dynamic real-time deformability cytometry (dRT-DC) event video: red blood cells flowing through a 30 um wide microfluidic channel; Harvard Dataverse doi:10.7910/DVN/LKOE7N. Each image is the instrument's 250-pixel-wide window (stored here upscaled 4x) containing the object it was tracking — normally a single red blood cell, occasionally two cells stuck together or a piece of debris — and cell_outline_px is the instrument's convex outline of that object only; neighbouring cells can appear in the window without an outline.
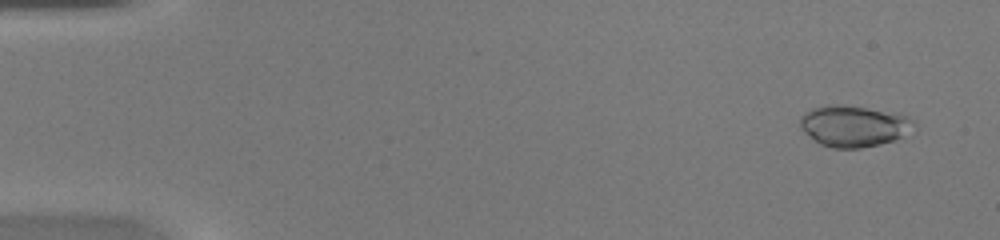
{"species": "common noctule bat (a hibernating species)", "species_latin": "Nyctalus noctula", "temperature_condition": "warm", "stored_images_in_passage": 49, "camera_frame_rate_fps": 3000, "um_per_image_px": 0.085, "animal": {"sex": "female", "body_mass_g": 20.0, "forearm_length_mm": 54.0}, "frame": {"image": 1, "passage_image": 3, "time_ms": 0.667, "image_size_px": [1000, 240], "cell_outline_px": [[916, 132], [880, 144], [860, 148], [832, 148], [820, 144], [804, 132], [800, 128], [800, 116], [804, 112], [812, 108], [828, 104], [844, 104], [904, 116], [912, 120], [916, 124]], "centroid_in_image_um": [72.55, 10.72], "position_along_channel_um": 12.4, "area_um2": 27.34}}
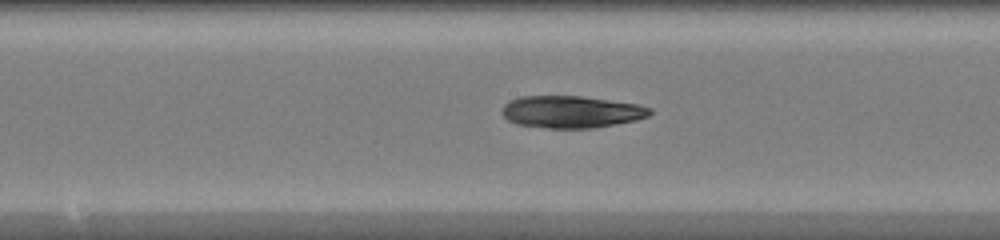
{"frame": {"image": 2, "passage_image": 26, "time_ms": 8.333, "image_size_px": [1000, 240], "cell_outline_px": [[652, 112], [648, 116], [636, 120], [616, 124], [592, 128], [548, 128], [516, 124], [508, 120], [500, 112], [504, 104], [508, 100], [520, 96], [580, 96], [636, 104], [652, 108]], "centroid_in_image_um": [48.52, 9.5], "position_along_channel_um": 199.7, "area_um2": 27.69}}
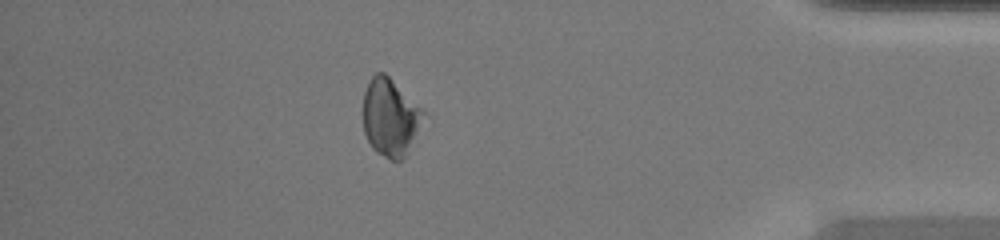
{"frame": {"image": 3, "passage_image": 43, "time_ms": 14.0, "image_size_px": [1000, 240], "cell_outline_px": [[428, 116], [404, 160], [392, 160], [376, 152], [372, 148], [364, 132], [364, 92], [372, 76], [376, 72], [384, 72]], "centroid_in_image_um": [33.21, 10.02], "position_along_channel_um": 402.0, "area_um2": 27.22}}